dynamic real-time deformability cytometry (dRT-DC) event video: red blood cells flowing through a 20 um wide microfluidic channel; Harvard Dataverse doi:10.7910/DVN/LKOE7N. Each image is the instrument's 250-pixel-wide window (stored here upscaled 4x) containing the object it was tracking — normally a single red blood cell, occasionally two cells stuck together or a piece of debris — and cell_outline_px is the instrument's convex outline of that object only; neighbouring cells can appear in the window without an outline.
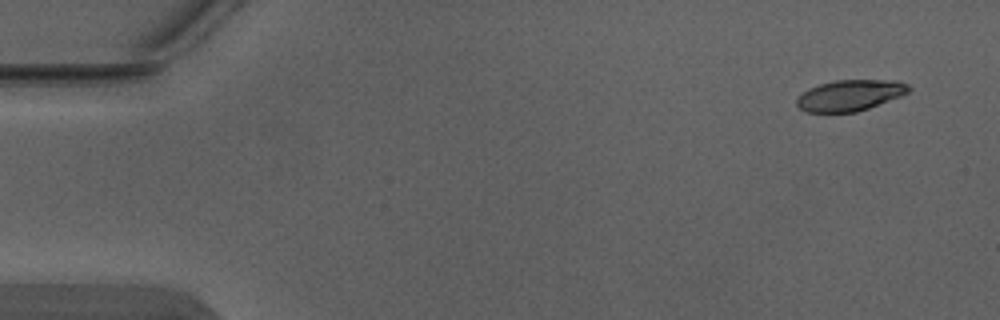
{"species": "Egyptian fruit bat (a non-hibernating species)", "species_latin": "Rousettus aegyptiacus", "temperature_condition": "warm", "stored_images_in_passage": 5, "camera_frame_rate_fps": 3000, "um_per_image_px": 0.085, "animal": {"sex": "male"}, "frame": {"image": 1, "passage_image": 1, "time_ms": 0.0, "image_size_px": [1000, 320], "cell_outline_px": [[912, 88], [908, 92], [900, 96], [868, 108], [856, 112], [804, 112], [796, 104], [796, 100], [804, 92], [820, 84], [836, 80], [896, 80], [908, 84]], "centroid_in_image_um": [72.27, 8.1], "position_along_channel_um": 12.7, "area_um2": 20.0}}
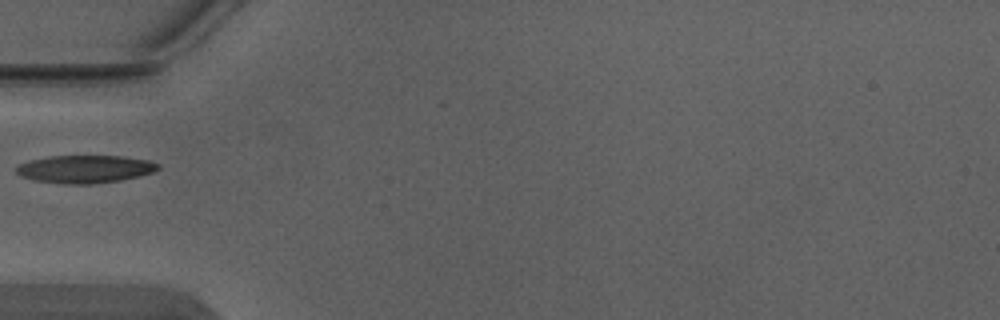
{"frame": {"image": 2, "passage_image": 4, "time_ms": 1.0, "image_size_px": [1000, 320], "cell_outline_px": [[160, 168], [152, 172], [120, 180], [92, 184], [64, 184], [36, 180], [20, 176], [16, 172], [16, 168], [20, 164], [28, 160], [48, 156], [124, 156], [148, 160], [160, 164]], "centroid_in_image_um": [7.21, 14.36], "position_along_channel_um": 77.8, "area_um2": 22.89}}
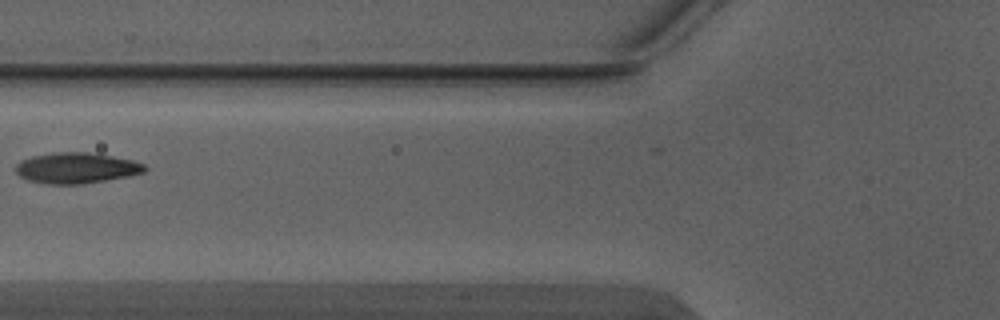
{"frame": {"image": 3, "passage_image": 5, "time_ms": 1.333, "image_size_px": [1000, 320], "cell_outline_px": [[148, 168], [144, 172], [128, 176], [84, 184], [48, 184], [28, 180], [20, 176], [16, 172], [16, 164], [20, 160], [32, 156], [56, 152], [88, 152], [112, 156], [132, 160], [144, 164]], "centroid_in_image_um": [6.49, 14.28], "position_along_channel_um": 119.3, "area_um2": 23.12}}